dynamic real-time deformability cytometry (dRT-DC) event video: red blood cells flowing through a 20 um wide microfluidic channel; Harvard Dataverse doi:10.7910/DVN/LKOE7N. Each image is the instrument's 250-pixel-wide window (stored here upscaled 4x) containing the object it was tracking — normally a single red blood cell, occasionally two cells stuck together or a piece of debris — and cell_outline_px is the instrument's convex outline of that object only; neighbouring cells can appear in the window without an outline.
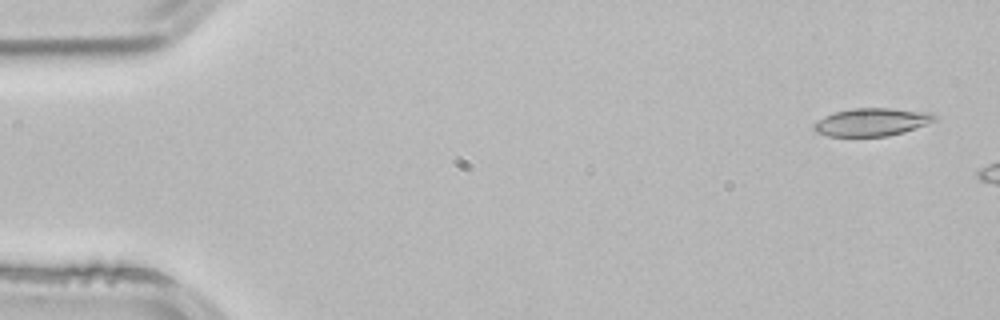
{"species": "common noctule bat (a hibernating species)", "species_latin": "Nyctalus noctula", "temperature_condition": "room temperature", "stored_images_in_passage": 3, "camera_frame_rate_fps": 3000, "um_per_image_px": 0.085, "animal": {"sex": "male", "body_mass_g": 21.5, "forearm_length_mm": 52.0}, "frame": {"image": 1, "passage_image": 1, "time_ms": 0.0, "image_size_px": [1000, 320], "cell_outline_px": [[936, 120], [916, 128], [904, 132], [888, 136], [828, 136], [816, 132], [812, 128], [812, 124], [816, 120], [824, 116], [836, 112], [852, 108], [888, 108], [932, 112], [936, 116]], "centroid_in_image_um": [74.08, 10.37], "position_along_channel_um": 10.9, "area_um2": 19.71}}